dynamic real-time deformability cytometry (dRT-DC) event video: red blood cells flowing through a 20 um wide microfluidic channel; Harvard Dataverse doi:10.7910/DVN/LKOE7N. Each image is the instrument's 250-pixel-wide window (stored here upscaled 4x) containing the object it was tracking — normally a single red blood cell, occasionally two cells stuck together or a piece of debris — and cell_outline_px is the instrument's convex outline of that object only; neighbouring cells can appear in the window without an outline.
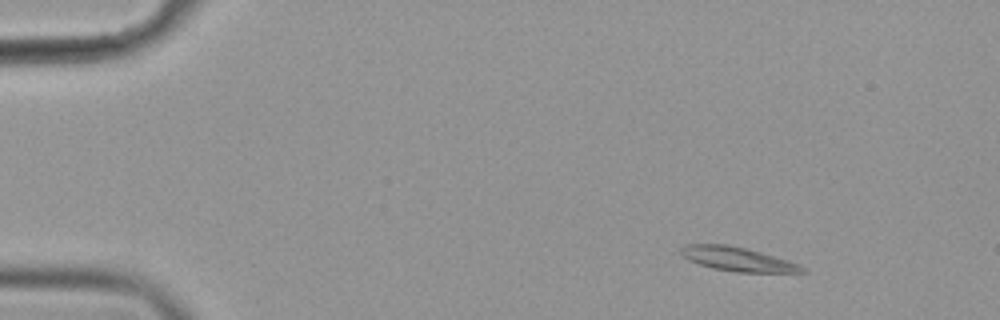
{"species": "common noctule bat (a hibernating species)", "species_latin": "Nyctalus noctula", "temperature_condition": "cold", "stored_images_in_passage": 50, "camera_frame_rate_fps": 3000, "um_per_image_px": 0.085, "animal": {"sex": "female", "body_mass_g": 19.9}, "frame": {"image": 1, "passage_image": 1, "time_ms": 0.0, "image_size_px": [1000, 320], "cell_outline_px": [[808, 272], [736, 272], [712, 268], [688, 260], [680, 252], [680, 248], [684, 244], [728, 244], [760, 252], [788, 260], [800, 264], [808, 268]], "centroid_in_image_um": [62.72, 22.02], "position_along_channel_um": 22.3, "area_um2": 16.99}}
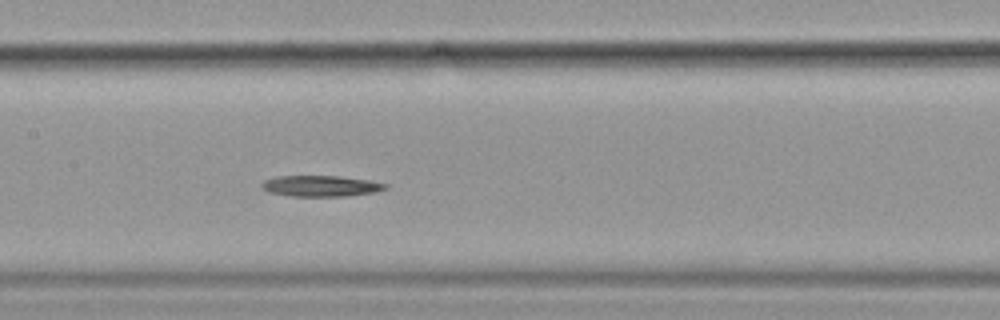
{"frame": {"image": 2, "passage_image": 22, "time_ms": 7.0, "image_size_px": [1000, 320], "cell_outline_px": [[388, 188], [376, 192], [344, 196], [292, 196], [268, 192], [260, 188], [260, 184], [264, 180], [276, 176], [340, 176], [368, 180], [388, 184]], "centroid_in_image_um": [27.24, 15.81], "position_along_channel_um": 180.2, "area_um2": 15.2}}
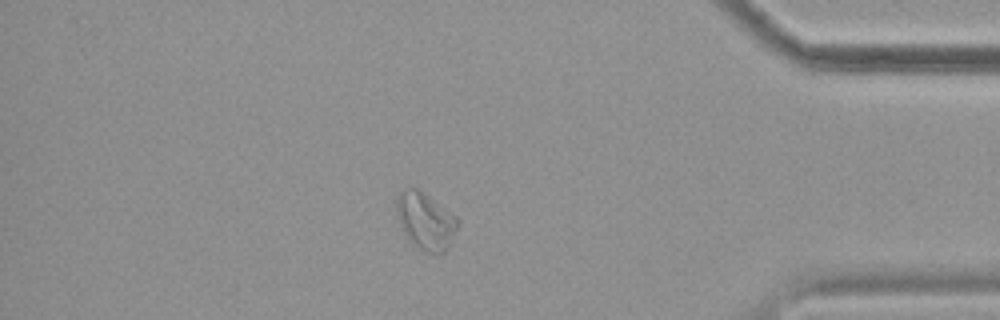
{"frame": {"image": 3, "passage_image": 43, "time_ms": 14.0, "image_size_px": [1000, 320], "cell_outline_px": [[460, 220], [448, 248], [444, 252], [424, 252], [408, 240], [400, 228], [396, 216], [396, 196], [404, 188], [416, 188], [424, 192], [456, 216]], "centroid_in_image_um": [36.13, 18.77], "position_along_channel_um": 399.1, "area_um2": 20.46}}